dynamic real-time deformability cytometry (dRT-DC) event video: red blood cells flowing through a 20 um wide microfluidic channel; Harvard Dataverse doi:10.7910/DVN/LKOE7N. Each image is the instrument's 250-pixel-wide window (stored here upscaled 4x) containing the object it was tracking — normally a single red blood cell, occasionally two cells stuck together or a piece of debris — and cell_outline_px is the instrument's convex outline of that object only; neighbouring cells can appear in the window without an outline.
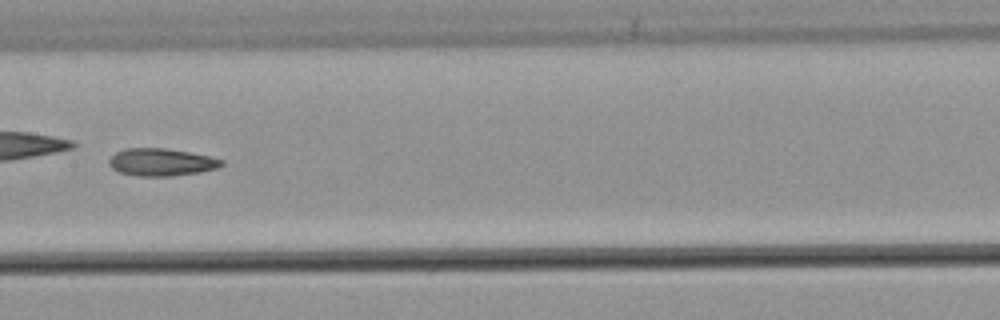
{"species": "common noctule bat (a hibernating species)", "species_latin": "Nyctalus noctula", "temperature_condition": "warm", "stored_images_in_passage": 44, "camera_frame_rate_fps": 3000, "um_per_image_px": 0.085, "animal": {"sex": "male", "body_mass_g": 21.5, "forearm_length_mm": 52.0}, "frame": {"image": 1, "passage_image": 19, "time_ms": 6.0, "image_size_px": [1000, 320], "cell_outline_px": [[224, 164], [220, 168], [200, 172], [172, 176], [136, 176], [120, 172], [112, 168], [108, 164], [108, 160], [116, 152], [124, 148], [164, 148], [188, 152], [208, 156], [224, 160]], "centroid_in_image_um": [13.72, 13.79], "position_along_channel_um": 193.7, "area_um2": 18.09}, "authors_computed_cell_mechanics": {"area_um2": 19.3919, "velocity_mm_per_s": 3.8373, "shape_relaxation_time_tau1_ms": null, "shape_relaxation_time_tau2_ms": 3.8878, "deformation_change_tau1": null, "deformation_change_tau2": 0.112}}